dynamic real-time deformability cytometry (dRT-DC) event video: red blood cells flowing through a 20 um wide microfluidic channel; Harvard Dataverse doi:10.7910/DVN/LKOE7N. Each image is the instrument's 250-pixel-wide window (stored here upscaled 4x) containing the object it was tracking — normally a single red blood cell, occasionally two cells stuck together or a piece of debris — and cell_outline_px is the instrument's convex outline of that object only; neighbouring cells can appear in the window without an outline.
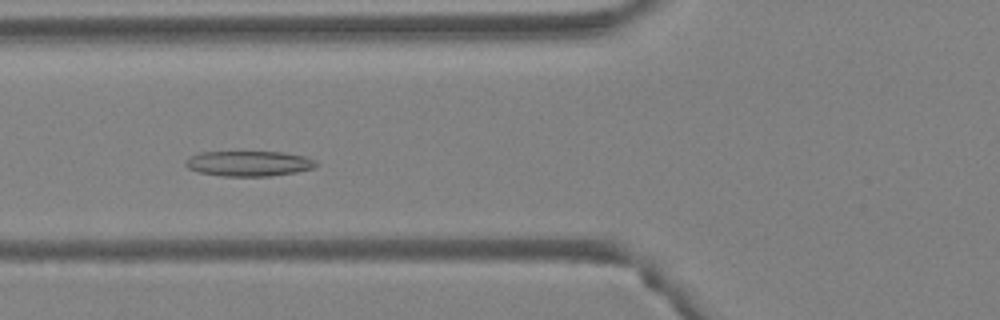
{"species": "Egyptian fruit bat (a non-hibernating species)", "species_latin": "Rousettus aegyptiacus", "temperature_condition": "warm", "stored_images_in_passage": 47, "camera_frame_rate_fps": 3000, "um_per_image_px": 0.085, "animal": {"sex": "female"}, "frame": {"image": 1, "passage_image": 17, "time_ms": 5.333, "image_size_px": [1000, 320], "cell_outline_px": [[320, 164], [312, 168], [296, 172], [272, 176], [224, 176], [200, 172], [188, 168], [184, 164], [188, 156], [200, 152], [284, 152], [304, 156], [316, 160]], "centroid_in_image_um": [21.16, 13.89], "position_along_channel_um": 104.6, "area_um2": 19.31}}
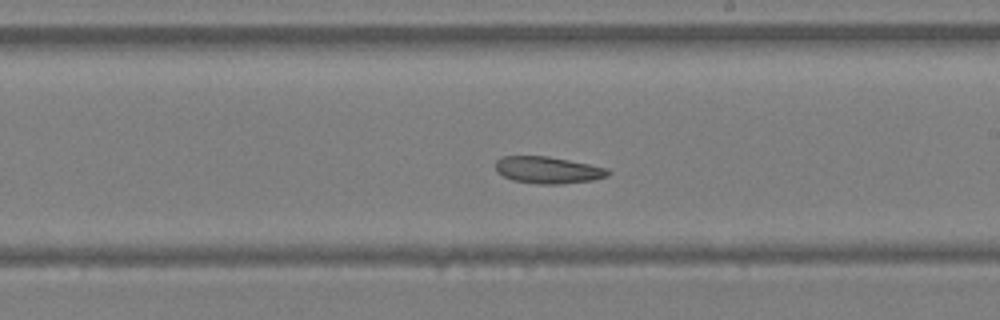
{"frame": {"image": 2, "passage_image": 27, "time_ms": 8.667, "image_size_px": [1000, 320], "cell_outline_px": [[612, 172], [608, 176], [592, 180], [560, 184], [540, 184], [512, 180], [496, 172], [496, 160], [500, 156], [548, 156], [608, 168]], "centroid_in_image_um": [46.57, 14.45], "position_along_channel_um": 242.4, "area_um2": 17.63}}
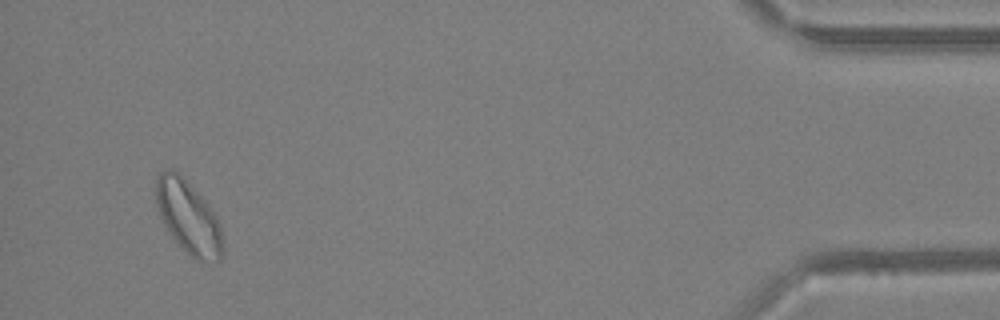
{"frame": {"image": 3, "passage_image": 45, "time_ms": 14.667, "image_size_px": [1000, 320], "cell_outline_px": [[224, 252], [220, 260], [216, 264], [200, 264], [172, 236], [164, 224], [160, 216], [156, 204], [156, 180], [160, 172], [164, 168], [172, 168], [212, 208], [220, 224], [224, 248]], "centroid_in_image_um": [16.05, 18.53], "position_along_channel_um": 419.1, "area_um2": 28.44}, "authors_computed_cell_mechanics": {"area_um2": 21.4438, "velocity_mm_per_s": 4.1465, "shape_relaxation_time_tau1_ms": null, "shape_relaxation_time_tau2_ms": 11.2859, "deformation_change_tau1": null, "deformation_change_tau2": 0.1862}}